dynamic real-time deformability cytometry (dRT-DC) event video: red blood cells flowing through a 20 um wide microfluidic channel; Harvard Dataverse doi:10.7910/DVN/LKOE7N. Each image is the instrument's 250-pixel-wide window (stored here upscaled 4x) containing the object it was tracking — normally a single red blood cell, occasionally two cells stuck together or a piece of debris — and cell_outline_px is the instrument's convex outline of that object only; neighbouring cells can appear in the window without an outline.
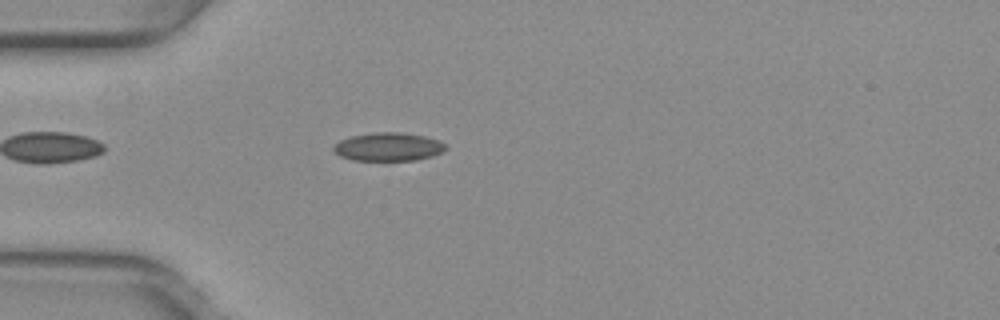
{"species": "common noctule bat (a hibernating species)", "species_latin": "Nyctalus noctula", "temperature_condition": "warm", "stored_images_in_passage": 42, "camera_frame_rate_fps": 3000, "um_per_image_px": 0.085, "animal": {"sex": "female", "body_mass_g": 29.2, "forearm_length_mm": 56.3}, "frame": {"image": 1, "passage_image": 5, "time_ms": 1.333, "image_size_px": [1000, 320], "cell_outline_px": [[448, 148], [444, 152], [432, 156], [416, 160], [352, 160], [340, 156], [332, 148], [340, 140], [352, 136], [376, 132], [396, 132], [424, 136], [436, 140], [444, 144]], "centroid_in_image_um": [33.02, 12.49], "position_along_channel_um": 52.0, "area_um2": 18.32}}
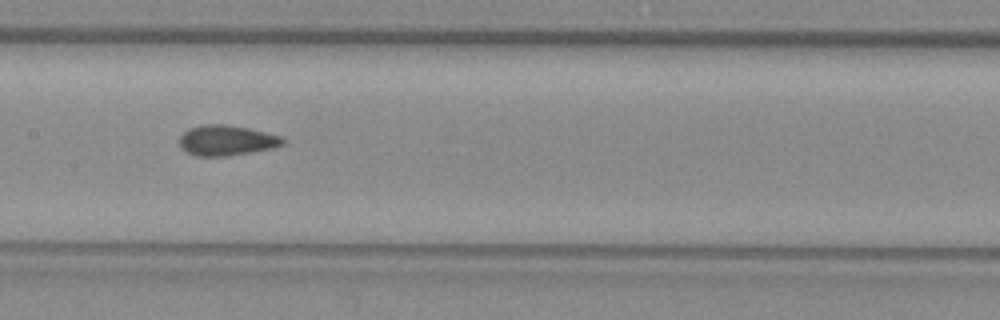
{"frame": {"image": 2, "passage_image": 16, "time_ms": 5.0, "image_size_px": [1000, 320], "cell_outline_px": [[284, 144], [272, 148], [224, 156], [196, 156], [180, 148], [180, 136], [188, 128], [200, 124], [224, 124], [248, 128], [280, 136], [284, 140]], "centroid_in_image_um": [19.2, 11.92], "position_along_channel_um": 188.2, "area_um2": 18.09}}
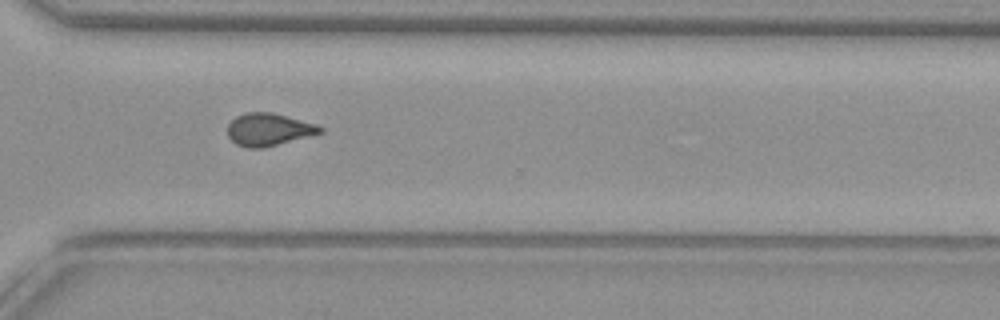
{"frame": {"image": 3, "passage_image": 28, "time_ms": 9.0, "image_size_px": [1000, 320], "cell_outline_px": [[324, 132], [264, 148], [248, 148], [236, 144], [228, 136], [228, 124], [236, 116], [244, 112], [272, 112], [316, 124], [324, 128]], "centroid_in_image_um": [22.83, 11.0], "position_along_channel_um": 347.8, "area_um2": 17.57}, "authors_computed_cell_mechanics": {"area_um2": 17.7735, "velocity_mm_per_s": 3.9978, "shape_relaxation_time_tau1_ms": null, "shape_relaxation_time_tau2_ms": 1.5141, "deformation_change_tau1": null, "deformation_change_tau2": 0.0504}}